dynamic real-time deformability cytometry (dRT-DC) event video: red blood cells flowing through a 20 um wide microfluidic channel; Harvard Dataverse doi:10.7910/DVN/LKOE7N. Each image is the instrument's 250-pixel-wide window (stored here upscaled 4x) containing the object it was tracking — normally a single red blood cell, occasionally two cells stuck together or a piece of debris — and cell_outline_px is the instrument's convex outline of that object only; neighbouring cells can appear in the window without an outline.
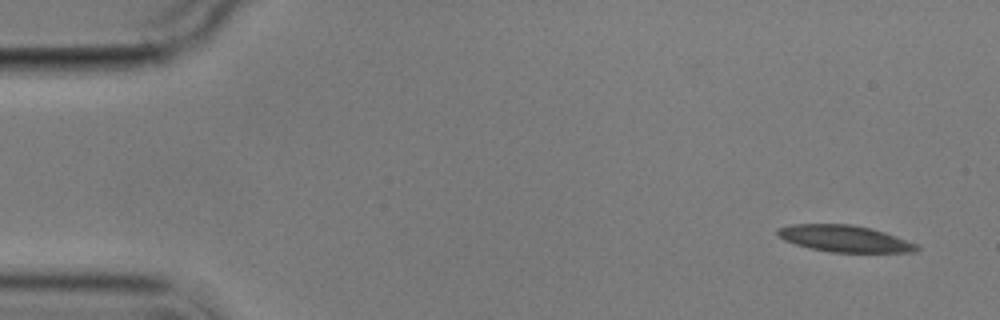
{"species": "common noctule bat (a hibernating species)", "species_latin": "Nyctalus noctula", "temperature_condition": "cold", "stored_images_in_passage": 9, "camera_frame_rate_fps": 3000, "um_per_image_px": 0.085, "animal": {"sex": "male", "body_mass_g": 17.9}, "frame": {"image": 1, "passage_image": 1, "time_ms": 0.0, "image_size_px": [1000, 320], "cell_outline_px": [[920, 248], [916, 252], [828, 252], [808, 248], [784, 240], [776, 232], [776, 228], [792, 224], [852, 224], [872, 228], [920, 244]], "centroid_in_image_um": [71.82, 20.28], "position_along_channel_um": 13.2, "area_um2": 21.79}}
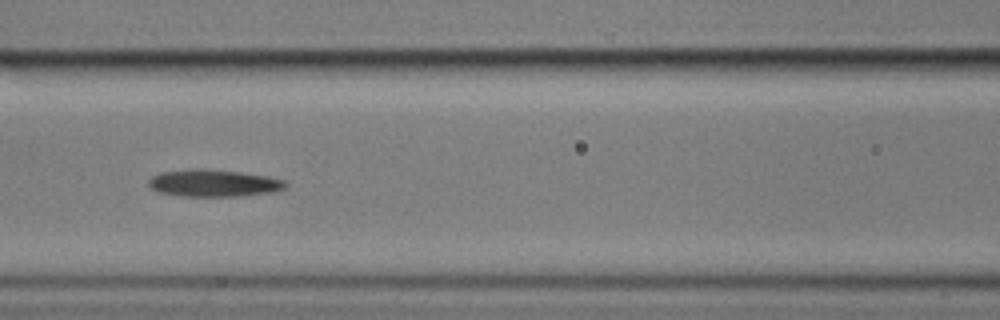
{"frame": {"image": 2, "passage_image": 7, "time_ms": 7.0, "image_size_px": [1000, 320], "cell_outline_px": [[288, 184], [284, 188], [276, 192], [240, 196], [180, 196], [160, 192], [152, 188], [148, 184], [148, 180], [152, 176], [160, 172], [192, 168], [204, 168], [240, 172], [268, 176], [284, 180]], "centroid_in_image_um": [18.17, 15.56], "position_along_channel_um": 148.4, "area_um2": 21.85}}
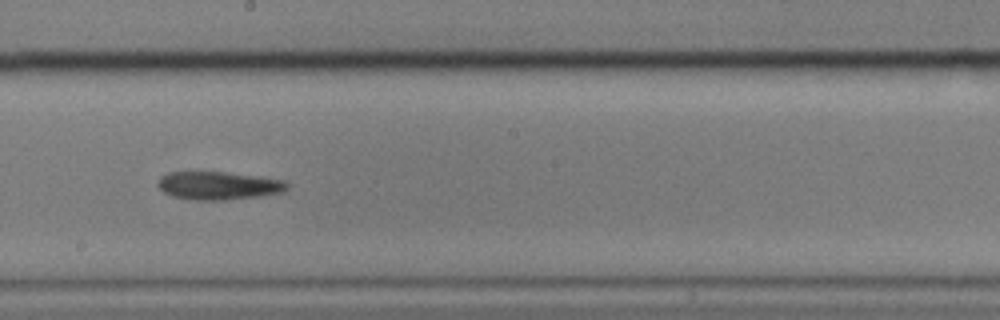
{"frame": {"image": 3, "passage_image": 9, "time_ms": 9.333, "image_size_px": [1000, 320], "cell_outline_px": [[288, 188], [284, 192], [260, 196], [224, 200], [192, 200], [172, 196], [164, 192], [156, 184], [160, 176], [168, 172], [224, 172], [284, 180], [288, 184]], "centroid_in_image_um": [18.55, 15.78], "position_along_channel_um": 229.7, "area_um2": 21.15}}